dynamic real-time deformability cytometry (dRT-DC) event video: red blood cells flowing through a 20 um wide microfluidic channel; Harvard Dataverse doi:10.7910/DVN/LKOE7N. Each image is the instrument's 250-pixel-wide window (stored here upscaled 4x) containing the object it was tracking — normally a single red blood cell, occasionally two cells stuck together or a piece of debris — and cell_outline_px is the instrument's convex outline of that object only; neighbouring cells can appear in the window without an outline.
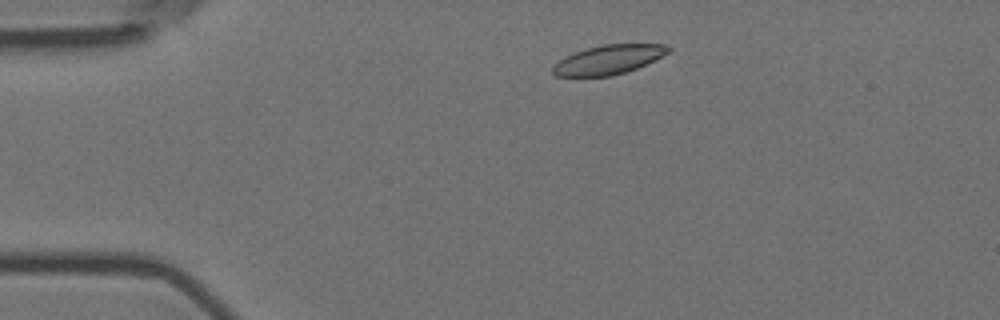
{"species": "Egyptian fruit bat (a non-hibernating species)", "species_latin": "Rousettus aegyptiacus", "temperature_condition": "room temperature", "stored_images_in_passage": 6, "camera_frame_rate_fps": 3000, "um_per_image_px": 0.085, "animal": {"sex": "female"}, "frame": {"image": 1, "passage_image": 2, "time_ms": 0.333, "image_size_px": [1000, 320], "cell_outline_px": [[672, 48], [668, 52], [636, 68], [612, 76], [556, 76], [552, 72], [552, 64], [564, 56], [588, 48], [604, 44], [664, 44]], "centroid_in_image_um": [51.66, 5.07], "position_along_channel_um": 33.3, "area_um2": 19.42}}
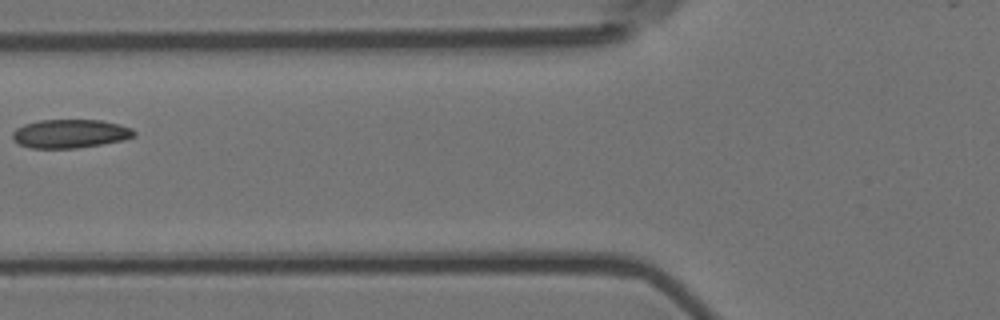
{"frame": {"image": 2, "passage_image": 5, "time_ms": 1.333, "image_size_px": [1000, 320], "cell_outline_px": [[136, 136], [120, 140], [100, 144], [76, 148], [32, 148], [20, 144], [12, 140], [12, 132], [16, 128], [24, 124], [40, 120], [100, 120], [120, 124], [132, 128], [136, 132]], "centroid_in_image_um": [5.95, 11.35], "position_along_channel_um": 119.9, "area_um2": 20.23}}
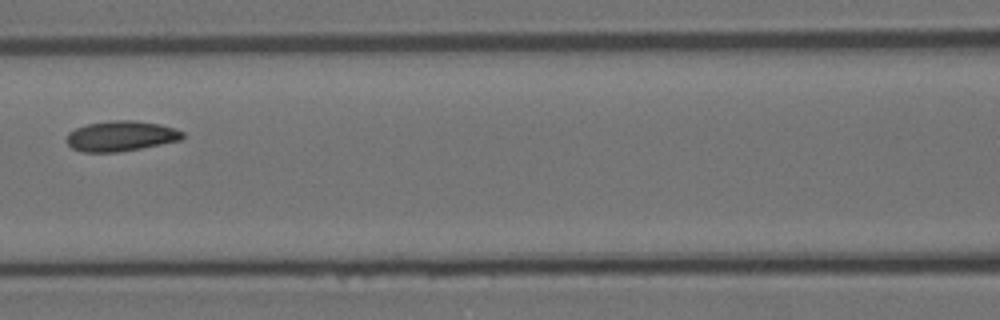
{"frame": {"image": 3, "passage_image": 6, "time_ms": 1.667, "image_size_px": [1000, 320], "cell_outline_px": [[184, 136], [180, 140], [140, 148], [116, 152], [84, 152], [72, 148], [64, 140], [68, 132], [76, 128], [88, 124], [112, 120], [136, 120], [160, 124], [176, 128], [184, 132]], "centroid_in_image_um": [10.26, 11.55], "position_along_channel_um": 156.3, "area_um2": 20.52}}